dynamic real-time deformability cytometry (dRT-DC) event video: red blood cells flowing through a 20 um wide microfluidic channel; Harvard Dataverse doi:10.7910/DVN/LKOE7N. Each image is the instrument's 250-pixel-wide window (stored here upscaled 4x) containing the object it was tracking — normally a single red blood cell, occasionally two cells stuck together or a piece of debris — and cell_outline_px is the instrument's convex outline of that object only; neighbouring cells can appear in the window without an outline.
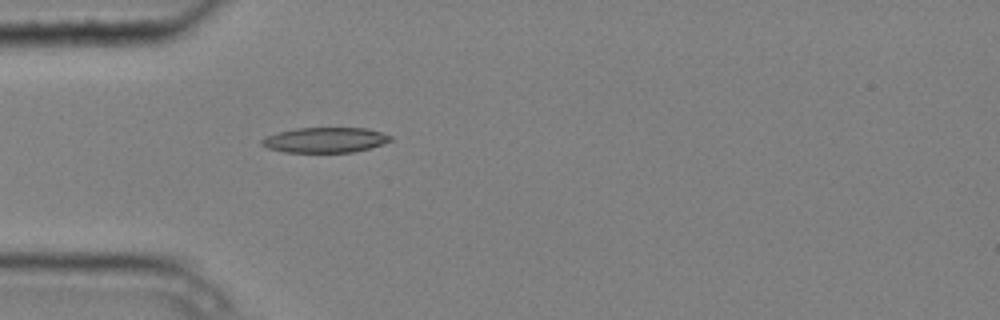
{"species": "common noctule bat (a hibernating species)", "species_latin": "Nyctalus noctula", "temperature_condition": "cold", "stored_images_in_passage": 4, "camera_frame_rate_fps": 3000, "um_per_image_px": 0.085, "animal": {"sex": "male", "body_mass_g": 20.4}, "frame": {"image": 1, "passage_image": 4, "time_ms": 1.0, "image_size_px": [1000, 320], "cell_outline_px": [[392, 140], [368, 148], [352, 152], [284, 152], [268, 148], [260, 144], [260, 140], [276, 132], [296, 128], [364, 128], [380, 132], [392, 136]], "centroid_in_image_um": [27.58, 11.89], "position_along_channel_um": 57.4, "area_um2": 18.73}}